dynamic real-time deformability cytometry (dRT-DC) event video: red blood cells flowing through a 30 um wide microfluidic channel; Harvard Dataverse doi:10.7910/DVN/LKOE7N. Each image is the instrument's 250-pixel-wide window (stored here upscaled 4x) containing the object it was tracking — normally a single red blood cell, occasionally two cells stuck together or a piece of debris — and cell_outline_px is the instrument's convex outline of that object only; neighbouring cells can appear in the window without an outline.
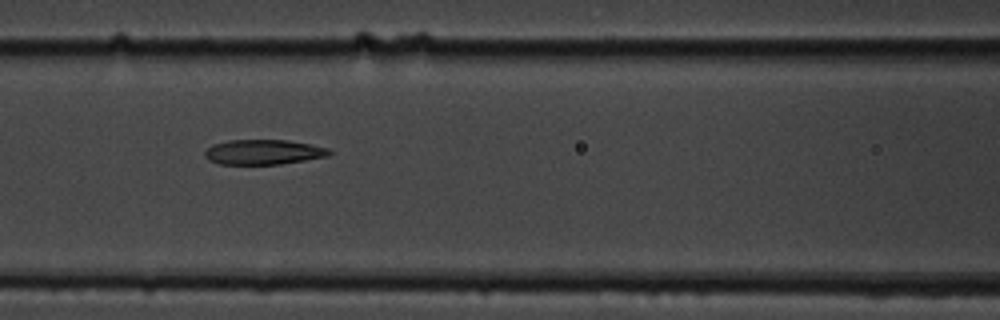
{"species": "common noctule bat (a hibernating species)", "species_latin": "Nyctalus noctula", "temperature_condition": "cold", "stored_images_in_passage": 6, "camera_frame_rate_fps": 3000, "um_per_image_px": 0.085, "animal": {"sex": "male", "body_mass_g": 19.5, "forearm_length_mm": 54.6}, "frame": {"image": 1, "passage_image": 4, "time_ms": 3.333, "image_size_px": [1000, 320], "cell_outline_px": [[332, 152], [328, 156], [280, 164], [220, 164], [208, 160], [204, 156], [204, 152], [212, 144], [228, 140], [288, 140], [312, 144], [328, 148]], "centroid_in_image_um": [22.38, 12.92], "position_along_channel_um": 144.2, "area_um2": 18.15}}
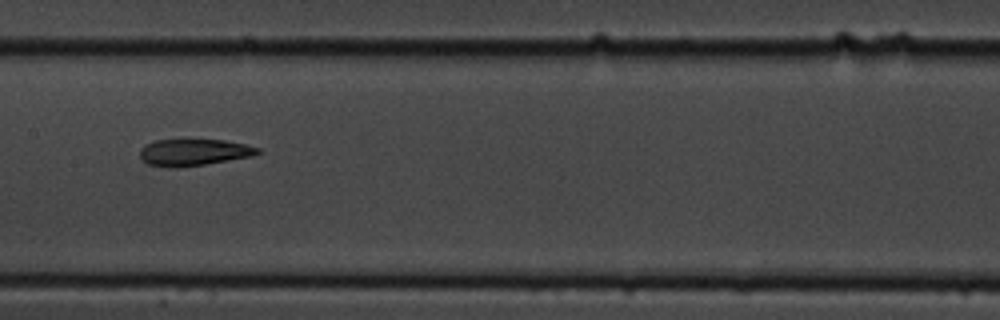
{"frame": {"image": 2, "passage_image": 5, "time_ms": 4.667, "image_size_px": [1000, 320], "cell_outline_px": [[260, 152], [252, 156], [204, 164], [176, 168], [172, 168], [148, 164], [140, 156], [140, 148], [156, 140], [180, 136], [224, 140], [244, 144], [260, 148]], "centroid_in_image_um": [16.44, 12.89], "position_along_channel_um": 191.0, "area_um2": 19.02}}
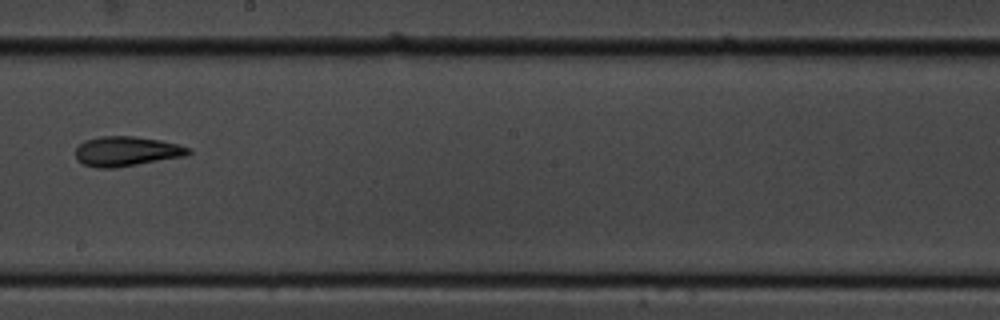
{"frame": {"image": 3, "passage_image": 6, "time_ms": 6.0, "image_size_px": [1000, 320], "cell_outline_px": [[192, 152], [184, 156], [116, 168], [96, 168], [84, 164], [76, 160], [76, 148], [80, 144], [88, 140], [100, 136], [136, 136], [160, 140], [192, 148]], "centroid_in_image_um": [10.76, 12.86], "position_along_channel_um": 237.4, "area_um2": 19.54}}